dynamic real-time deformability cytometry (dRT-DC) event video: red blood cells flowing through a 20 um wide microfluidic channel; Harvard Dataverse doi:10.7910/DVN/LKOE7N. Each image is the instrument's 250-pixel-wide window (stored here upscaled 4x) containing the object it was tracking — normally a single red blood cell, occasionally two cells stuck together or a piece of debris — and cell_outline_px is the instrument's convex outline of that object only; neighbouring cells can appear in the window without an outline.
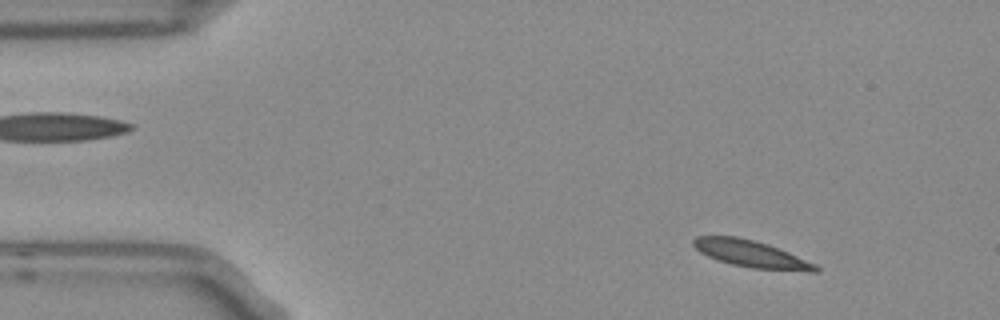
{"species": "Egyptian fruit bat (a non-hibernating species)", "species_latin": "Rousettus aegyptiacus", "temperature_condition": "room temperature", "stored_images_in_passage": 3, "camera_frame_rate_fps": 3000, "um_per_image_px": 0.085, "frame": {"image": 1, "passage_image": 1, "time_ms": 0.0, "image_size_px": [1000, 320], "cell_outline_px": [[820, 272], [808, 272], [752, 268], [732, 264], [716, 260], [700, 252], [692, 244], [692, 240], [696, 236], [736, 236], [768, 244], [788, 252], [816, 264], [820, 268]], "centroid_in_image_um": [63.86, 21.59], "position_along_channel_um": 21.1, "area_um2": 19.19}}